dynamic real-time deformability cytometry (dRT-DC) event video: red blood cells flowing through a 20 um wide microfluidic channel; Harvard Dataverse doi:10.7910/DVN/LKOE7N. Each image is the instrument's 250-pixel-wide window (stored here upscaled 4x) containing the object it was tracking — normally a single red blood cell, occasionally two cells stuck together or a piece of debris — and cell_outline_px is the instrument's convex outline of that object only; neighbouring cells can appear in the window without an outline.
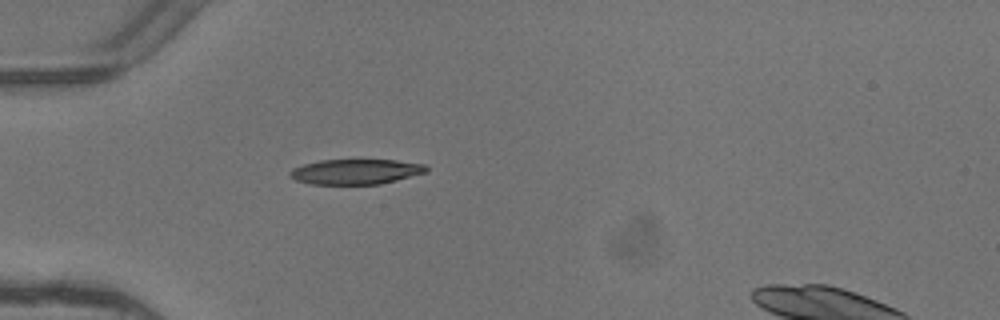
{"species": "common noctule bat (a hibernating species)", "species_latin": "Nyctalus noctula", "temperature_condition": "warm", "stored_images_in_passage": 5, "camera_frame_rate_fps": 3000, "um_per_image_px": 0.085, "animal": {"sex": "female"}, "frame": {"image": 1, "passage_image": 5, "time_ms": 1.333, "image_size_px": [1000, 320], "cell_outline_px": [[428, 172], [380, 184], [308, 184], [296, 180], [288, 176], [288, 172], [292, 168], [304, 164], [320, 160], [396, 160], [424, 164], [428, 168]], "centroid_in_image_um": [30.21, 14.59], "position_along_channel_um": 54.8, "area_um2": 20.06}}